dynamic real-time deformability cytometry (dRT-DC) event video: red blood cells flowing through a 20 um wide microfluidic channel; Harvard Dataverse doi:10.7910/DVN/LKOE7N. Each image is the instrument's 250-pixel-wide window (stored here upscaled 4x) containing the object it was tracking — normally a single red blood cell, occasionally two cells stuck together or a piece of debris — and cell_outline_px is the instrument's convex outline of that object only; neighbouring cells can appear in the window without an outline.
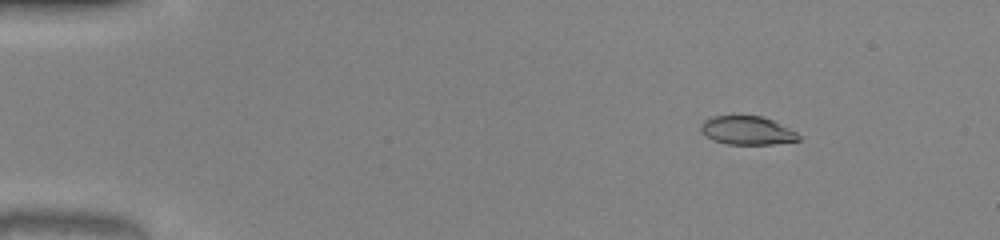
{"species": "common noctule bat (a hibernating species)", "species_latin": "Nyctalus noctula", "temperature_condition": "warm", "stored_images_in_passage": 52, "camera_frame_rate_fps": 3000, "um_per_image_px": 0.085, "animal": {"sex": "male", "body_mass_g": 20.0, "forearm_length_mm": 53.3}, "frame": {"image": 1, "passage_image": 8, "time_ms": 2.333, "image_size_px": [1000, 240], "cell_outline_px": [[800, 140], [772, 144], [728, 144], [712, 140], [704, 136], [700, 132], [700, 124], [704, 120], [712, 116], [760, 116], [772, 120], [796, 132], [800, 136]], "centroid_in_image_um": [63.45, 11.09], "position_along_channel_um": 21.6, "area_um2": 16.24}}
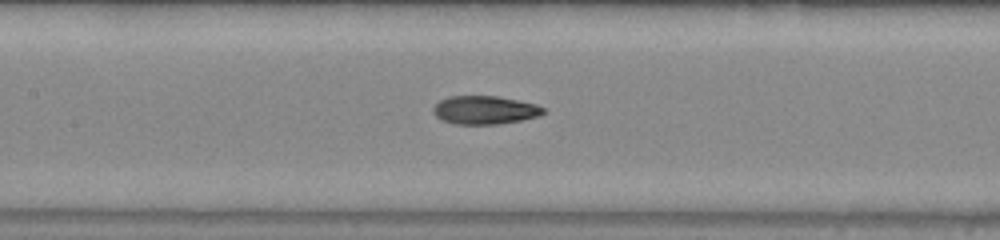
{"frame": {"image": 2, "passage_image": 26, "time_ms": 8.333, "image_size_px": [1000, 240], "cell_outline_px": [[544, 112], [540, 116], [520, 120], [496, 124], [456, 124], [440, 120], [432, 112], [432, 108], [440, 100], [448, 96], [496, 96], [536, 104], [544, 108]], "centroid_in_image_um": [41.16, 9.35], "position_along_channel_um": 166.2, "area_um2": 18.15}}
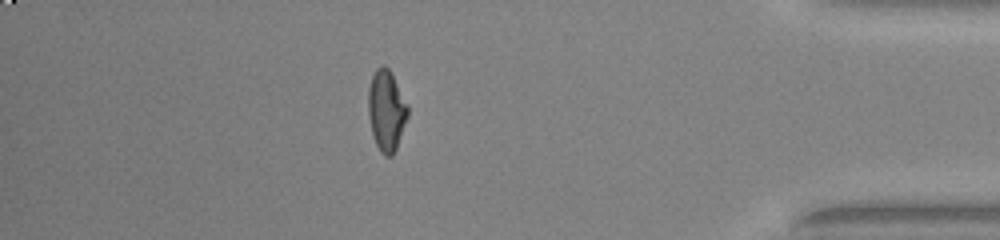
{"frame": {"image": 3, "passage_image": 46, "time_ms": 15.0, "image_size_px": [1000, 240], "cell_outline_px": [[408, 116], [396, 148], [392, 156], [384, 156], [380, 152], [372, 136], [368, 112], [368, 88], [372, 76], [376, 68], [380, 64], [384, 64], [392, 72], [408, 104]], "centroid_in_image_um": [32.84, 9.36], "position_along_channel_um": 402.4, "area_um2": 18.9}, "authors_computed_cell_mechanics": {"area_um2": 17.9469, "velocity_mm_per_s": 4.1015, "shape_relaxation_time_tau1_ms": 5.7872, "shape_relaxation_time_tau2_ms": 1.3488, "deformation_change_tau1": 0.2519, "deformation_change_tau2": 0.072}}